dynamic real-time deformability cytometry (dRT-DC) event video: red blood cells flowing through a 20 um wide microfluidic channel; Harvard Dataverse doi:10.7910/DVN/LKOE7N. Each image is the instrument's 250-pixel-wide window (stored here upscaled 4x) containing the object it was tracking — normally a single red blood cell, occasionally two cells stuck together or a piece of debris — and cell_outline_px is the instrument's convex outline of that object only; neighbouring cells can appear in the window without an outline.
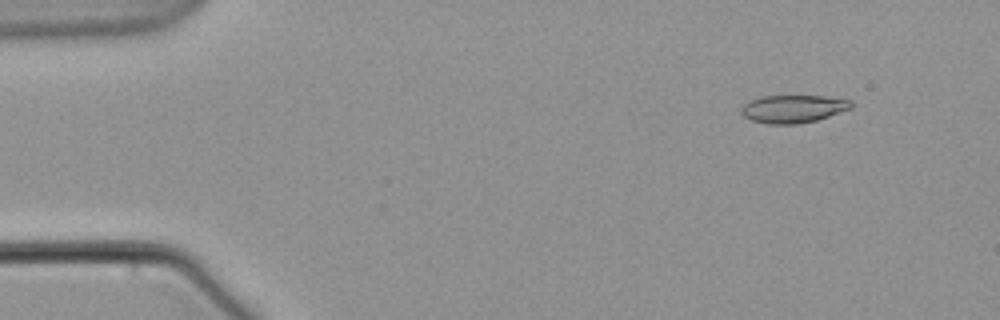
{"species": "common noctule bat (a hibernating species)", "species_latin": "Nyctalus noctula", "temperature_condition": "warm", "stored_images_in_passage": 5, "camera_frame_rate_fps": 3000, "um_per_image_px": 0.085, "animal": {"sex": "male", "body_mass_g": 21.5, "forearm_length_mm": 52.0}, "frame": {"image": 1, "passage_image": 2, "time_ms": 1.0, "image_size_px": [1000, 320], "cell_outline_px": [[852, 108], [816, 120], [796, 124], [768, 124], [752, 120], [744, 116], [740, 112], [740, 108], [748, 100], [760, 96], [824, 96], [852, 100]], "centroid_in_image_um": [67.39, 9.24], "position_along_channel_um": 17.6, "area_um2": 17.86}}
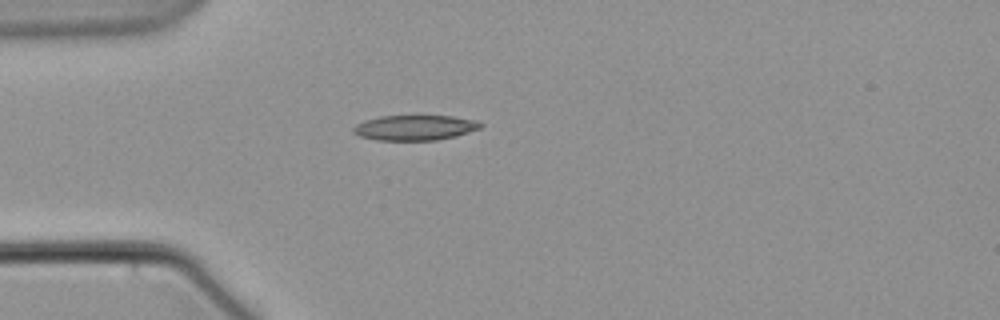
{"frame": {"image": 2, "passage_image": 5, "time_ms": 4.667, "image_size_px": [1000, 320], "cell_outline_px": [[484, 124], [480, 128], [456, 136], [436, 140], [376, 140], [360, 136], [352, 132], [352, 128], [356, 124], [364, 120], [380, 116], [452, 116], [476, 120]], "centroid_in_image_um": [35.25, 10.85], "position_along_channel_um": 49.8, "area_um2": 18.67}}